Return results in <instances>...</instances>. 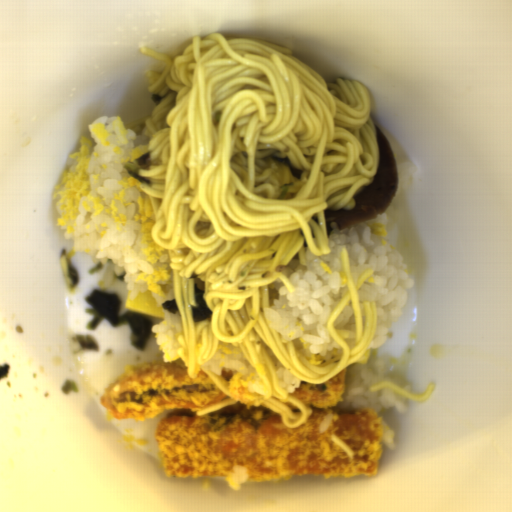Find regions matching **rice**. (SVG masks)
<instances>
[{
  "label": "rice",
  "instance_id": "obj_1",
  "mask_svg": "<svg viewBox=\"0 0 512 512\" xmlns=\"http://www.w3.org/2000/svg\"><path fill=\"white\" fill-rule=\"evenodd\" d=\"M88 128L91 136L81 138L75 163L56 196L62 236L73 240L75 253L102 263L110 260L131 299L151 292L164 314L150 328L163 363L182 360L180 312L162 306L175 299L171 260L152 237L156 214L140 188L148 179L139 170L148 166L150 156L145 123L129 129L120 116H100Z\"/></svg>",
  "mask_w": 512,
  "mask_h": 512
},
{
  "label": "rice",
  "instance_id": "obj_2",
  "mask_svg": "<svg viewBox=\"0 0 512 512\" xmlns=\"http://www.w3.org/2000/svg\"><path fill=\"white\" fill-rule=\"evenodd\" d=\"M330 226V252L314 255L302 249L305 265L299 264V254H295L282 270L294 291L276 279L268 286L269 306L263 310L269 326L281 334L283 342L292 341L300 356L320 367L343 350L327 329L332 310L349 291L343 248L348 252L353 285L366 269H373L357 291L363 330L367 321L364 303L374 302L377 313L373 340L366 350L386 344L392 326L401 317L407 290L414 285L406 260L387 242L386 211L378 218L345 228L335 222Z\"/></svg>",
  "mask_w": 512,
  "mask_h": 512
},
{
  "label": "rice",
  "instance_id": "obj_3",
  "mask_svg": "<svg viewBox=\"0 0 512 512\" xmlns=\"http://www.w3.org/2000/svg\"><path fill=\"white\" fill-rule=\"evenodd\" d=\"M392 382L411 393L410 385L397 383L386 372L382 362L370 365L351 364L345 367V396L335 404L338 409L369 408L380 418L381 443L387 450H394L396 432L384 421L382 412L395 408L401 415L408 413L410 398L389 389L370 391V388Z\"/></svg>",
  "mask_w": 512,
  "mask_h": 512
},
{
  "label": "rice",
  "instance_id": "obj_4",
  "mask_svg": "<svg viewBox=\"0 0 512 512\" xmlns=\"http://www.w3.org/2000/svg\"><path fill=\"white\" fill-rule=\"evenodd\" d=\"M204 368L221 377L226 370L237 372L244 378L253 394L261 398L264 396V383L259 373L251 367L240 346L220 341L211 359L204 364Z\"/></svg>",
  "mask_w": 512,
  "mask_h": 512
},
{
  "label": "rice",
  "instance_id": "obj_5",
  "mask_svg": "<svg viewBox=\"0 0 512 512\" xmlns=\"http://www.w3.org/2000/svg\"><path fill=\"white\" fill-rule=\"evenodd\" d=\"M271 363L273 365L275 374L277 376L280 389L288 393L289 395L293 393L302 383L303 380L299 379L292 373H290L275 357L269 347H265Z\"/></svg>",
  "mask_w": 512,
  "mask_h": 512
},
{
  "label": "rice",
  "instance_id": "obj_6",
  "mask_svg": "<svg viewBox=\"0 0 512 512\" xmlns=\"http://www.w3.org/2000/svg\"><path fill=\"white\" fill-rule=\"evenodd\" d=\"M337 330H343L348 333L346 339H343L348 347H353L356 337L355 315L353 305H347L334 321Z\"/></svg>",
  "mask_w": 512,
  "mask_h": 512
}]
</instances>
